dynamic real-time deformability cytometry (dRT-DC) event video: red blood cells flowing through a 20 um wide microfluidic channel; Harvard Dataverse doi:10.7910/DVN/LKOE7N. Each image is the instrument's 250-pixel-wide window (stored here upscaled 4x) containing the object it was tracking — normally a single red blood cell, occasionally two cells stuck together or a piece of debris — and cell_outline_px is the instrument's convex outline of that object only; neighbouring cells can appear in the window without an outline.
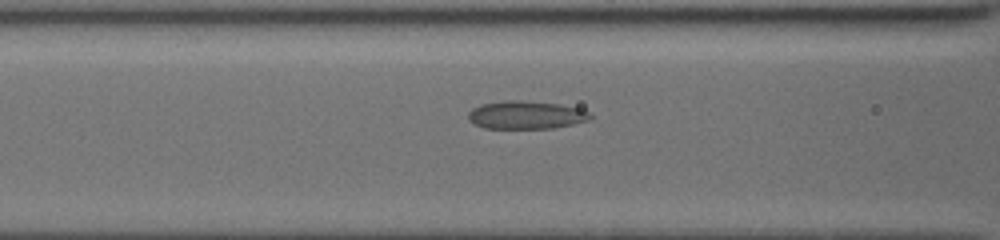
{"species": "common noctule bat (a hibernating species)", "species_latin": "Nyctalus noctula", "temperature_condition": "cold", "stored_images_in_passage": 24, "segment_of_instrument_passage": [1, 2], "camera_frame_rate_fps": 3000, "um_per_image_px": 0.085, "animal": {"sex": "female", "body_mass_g": 19.5, "forearm_length_mm": 54.1}, "frame": {"image": 1, "passage_image": 10, "time_ms": 2.333, "image_size_px": [1000, 240], "cell_outline_px": [[592, 116], [588, 120], [572, 124], [552, 128], [484, 128], [468, 120], [468, 112], [472, 108], [480, 104], [504, 100], [520, 100], [560, 104], [580, 108], [592, 112]], "centroid_in_image_um": [44.71, 9.76], "position_along_channel_um": 121.9, "area_um2": 20.06}}
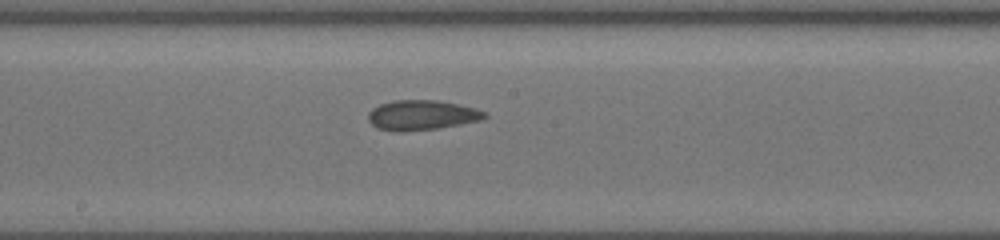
{"frame": {"image": 2, "passage_image": 19, "time_ms": 4.667, "image_size_px": [1000, 240], "cell_outline_px": [[488, 116], [480, 120], [460, 124], [436, 128], [396, 132], [376, 128], [368, 120], [368, 112], [372, 108], [380, 104], [392, 100], [440, 100], [476, 108], [484, 112]], "centroid_in_image_um": [35.81, 9.77], "position_along_channel_um": 212.4, "area_um2": 20.29}}
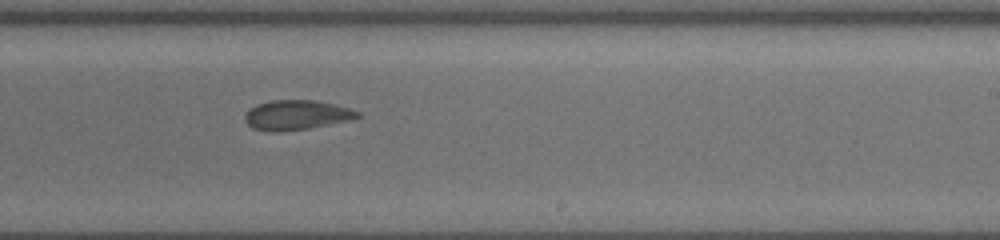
{"frame": {"image": 3, "passage_image": 21, "time_ms": 6.0, "image_size_px": [1000, 240], "cell_outline_px": [[360, 116], [352, 120], [308, 128], [280, 132], [268, 132], [252, 128], [244, 120], [244, 116], [256, 104], [272, 100], [312, 100], [332, 104], [348, 108], [360, 112]], "centroid_in_image_um": [25.18, 9.79], "position_along_channel_um": 263.8, "area_um2": 19.42}}